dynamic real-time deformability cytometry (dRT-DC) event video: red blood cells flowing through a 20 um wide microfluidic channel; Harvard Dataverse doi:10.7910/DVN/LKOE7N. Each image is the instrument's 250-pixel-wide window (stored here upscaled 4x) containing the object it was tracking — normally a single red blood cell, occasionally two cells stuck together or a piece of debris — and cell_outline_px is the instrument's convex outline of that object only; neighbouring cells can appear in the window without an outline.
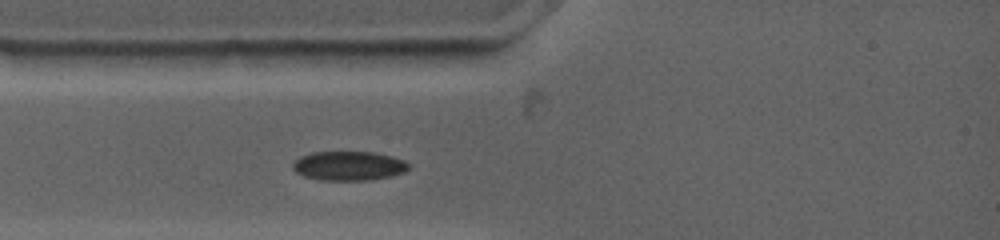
{"species": "common noctule bat (a hibernating species)", "species_latin": "Nyctalus noctula", "temperature_condition": "warm", "stored_images_in_passage": 1, "camera_frame_rate_fps": 4500, "um_per_image_px": 0.085, "animal": {"sex": "female", "body_mass_g": 19.0, "forearm_length_mm": 53.3}, "frame": {"image": 1, "passage_image": 1, "time_ms": 0.0, "image_size_px": [1000, 240], "cell_outline_px": [[408, 168], [404, 172], [392, 176], [368, 180], [320, 180], [304, 176], [296, 172], [292, 168], [292, 164], [300, 156], [312, 152], [372, 152], [392, 156], [404, 160], [408, 164]], "centroid_in_image_um": [29.63, 14.1], "position_along_channel_um": 55.4, "area_um2": 19.71}}